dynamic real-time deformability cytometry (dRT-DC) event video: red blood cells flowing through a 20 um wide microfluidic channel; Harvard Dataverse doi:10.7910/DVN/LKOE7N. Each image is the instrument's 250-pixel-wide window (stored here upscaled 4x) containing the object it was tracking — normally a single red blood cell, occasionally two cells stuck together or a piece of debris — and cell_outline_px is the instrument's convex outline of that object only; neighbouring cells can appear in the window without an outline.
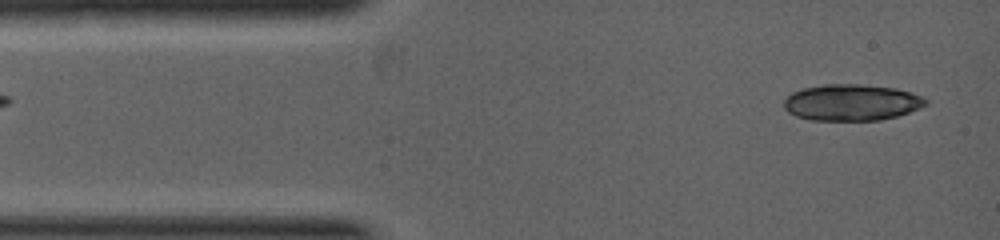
{"species": "common noctule bat (a hibernating species)", "species_latin": "Nyctalus noctula", "temperature_condition": "warm", "stored_images_in_passage": 4, "segment_of_instrument_passage": [2, 2], "camera_frame_rate_fps": 5000, "um_per_image_px": 0.085, "animal": {"sex": "female", "body_mass_g": 19.0, "forearm_length_mm": 53.3}, "frame": {"image": 1, "passage_image": 4, "time_ms": 2.0, "image_size_px": [1000, 240], "cell_outline_px": [[928, 104], [920, 108], [896, 116], [880, 120], [812, 120], [796, 116], [788, 112], [784, 108], [784, 100], [792, 92], [804, 88], [824, 84], [860, 84], [896, 88], [920, 96], [928, 100]], "centroid_in_image_um": [72.37, 8.71], "position_along_channel_um": 12.6, "area_um2": 29.94}}